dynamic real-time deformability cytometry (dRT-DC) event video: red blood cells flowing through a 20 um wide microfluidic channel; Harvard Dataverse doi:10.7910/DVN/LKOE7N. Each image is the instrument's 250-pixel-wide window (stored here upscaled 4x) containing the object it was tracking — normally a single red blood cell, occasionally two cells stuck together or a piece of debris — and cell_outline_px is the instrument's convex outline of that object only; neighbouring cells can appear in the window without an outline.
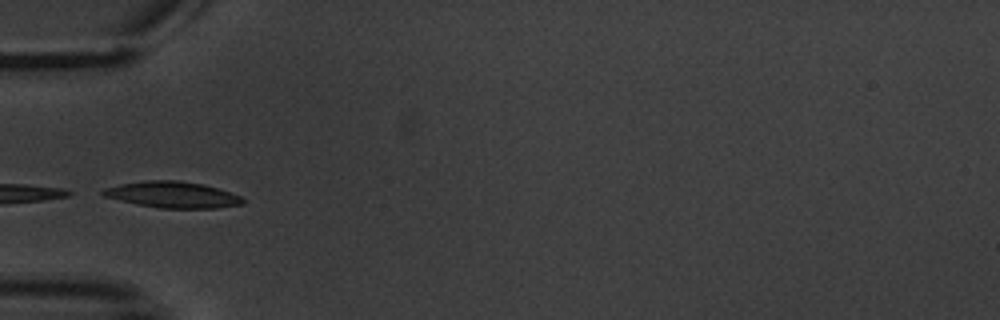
{"species": "common noctule bat (a hibernating species)", "species_latin": "Nyctalus noctula", "temperature_condition": "warm", "stored_images_in_passage": 4, "camera_frame_rate_fps": 3000, "um_per_image_px": 0.085, "animal": {"sex": "male", "body_mass_g": 20.1, "forearm_length_mm": 53.5}, "frame": {"image": 1, "passage_image": 4, "time_ms": 3.667, "image_size_px": [1000, 320], "cell_outline_px": [[244, 204], [216, 208], [160, 208], [136, 204], [104, 196], [100, 192], [104, 188], [120, 184], [144, 180], [180, 180], [204, 184], [240, 196], [244, 200]], "centroid_in_image_um": [14.65, 16.54], "position_along_channel_um": 70.4, "area_um2": 21.33}}